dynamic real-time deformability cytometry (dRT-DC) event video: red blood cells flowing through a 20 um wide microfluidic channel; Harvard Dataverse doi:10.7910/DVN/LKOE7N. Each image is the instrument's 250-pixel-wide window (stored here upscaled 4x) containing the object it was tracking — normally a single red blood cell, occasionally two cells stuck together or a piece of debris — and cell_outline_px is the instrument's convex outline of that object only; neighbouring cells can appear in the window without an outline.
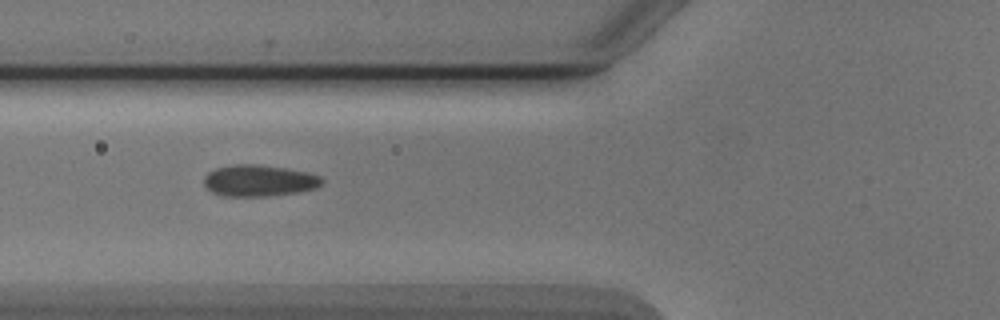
{"species": "Egyptian fruit bat (a non-hibernating species)", "species_latin": "Rousettus aegyptiacus", "temperature_condition": "cold", "stored_images_in_passage": 8, "camera_frame_rate_fps": 3000, "um_per_image_px": 0.085, "animal": {"sex": "male"}, "frame": {"image": 1, "passage_image": 7, "time_ms": 7.0, "image_size_px": [1000, 320], "cell_outline_px": [[324, 180], [316, 188], [296, 192], [268, 196], [224, 196], [212, 192], [204, 184], [204, 176], [208, 172], [216, 168], [232, 164], [256, 164], [284, 168], [308, 172], [320, 176]], "centroid_in_image_um": [22.0, 15.35], "position_along_channel_um": 103.8, "area_um2": 21.56}}
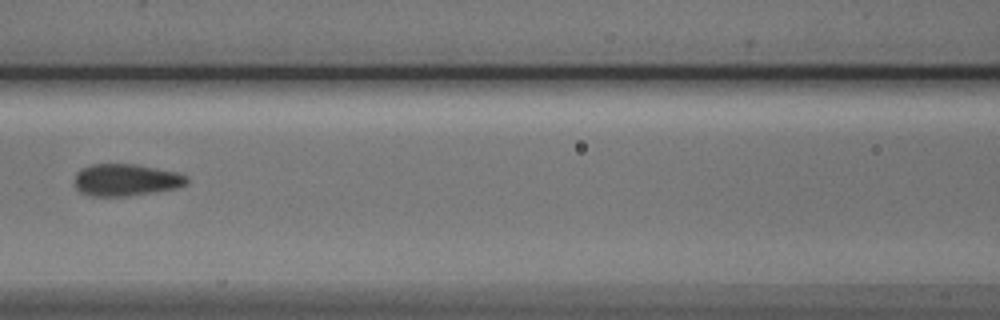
{"frame": {"image": 2, "passage_image": 8, "time_ms": 8.333, "image_size_px": [1000, 320], "cell_outline_px": [[188, 184], [176, 188], [152, 192], [124, 196], [88, 196], [80, 192], [76, 188], [76, 172], [92, 164], [136, 164], [180, 172], [188, 176]], "centroid_in_image_um": [10.75, 15.29], "position_along_channel_um": 155.9, "area_um2": 20.98}}